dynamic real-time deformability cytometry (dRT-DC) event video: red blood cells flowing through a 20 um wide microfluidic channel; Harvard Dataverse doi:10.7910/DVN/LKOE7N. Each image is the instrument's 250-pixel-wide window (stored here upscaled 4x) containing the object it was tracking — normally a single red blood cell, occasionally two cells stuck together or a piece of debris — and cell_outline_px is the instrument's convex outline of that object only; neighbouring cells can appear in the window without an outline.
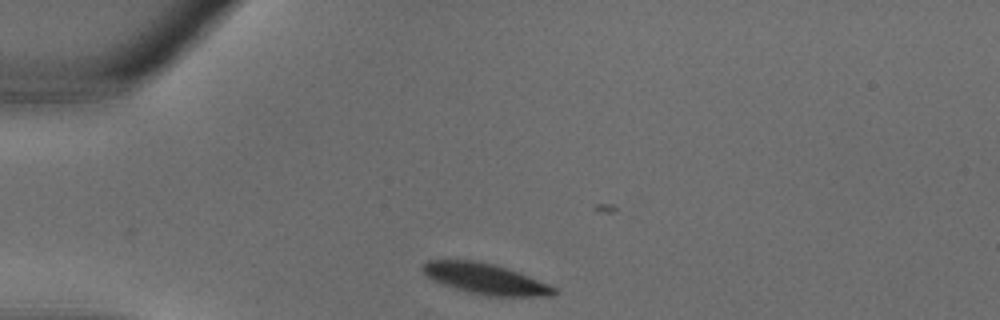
{"species": "common noctule bat (a hibernating species)", "species_latin": "Nyctalus noctula", "temperature_condition": "warm", "stored_images_in_passage": 16, "camera_frame_rate_fps": 3000, "um_per_image_px": 0.085, "animal": {"sex": "male", "body_mass_g": 18.8}, "frame": {"image": 1, "passage_image": 1, "time_ms": 0.0, "image_size_px": [1000, 320], "cell_outline_px": [[556, 292], [552, 296], [488, 296], [468, 292], [432, 280], [420, 268], [420, 264], [428, 260], [472, 260], [492, 264], [516, 272], [548, 284], [556, 288]], "centroid_in_image_um": [41.2, 23.7], "position_along_channel_um": 43.8, "area_um2": 23.06}}
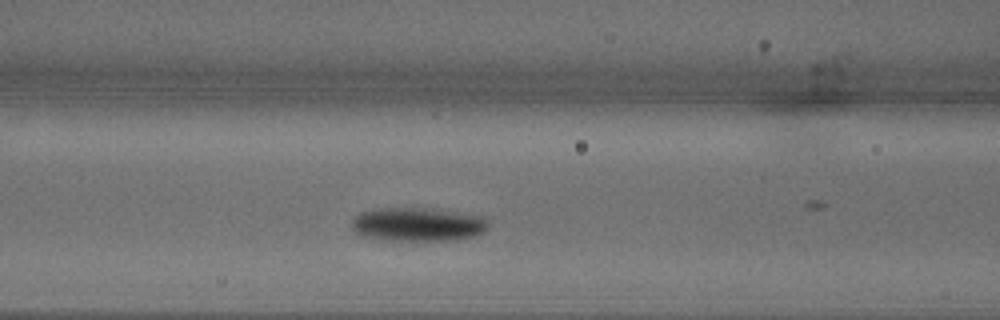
{"frame": {"image": 2, "passage_image": 7, "time_ms": 2.0, "image_size_px": [1000, 320], "cell_outline_px": [[488, 228], [484, 232], [476, 236], [456, 240], [380, 240], [364, 236], [356, 232], [352, 228], [352, 220], [360, 212], [376, 208], [424, 208], [488, 216]], "centroid_in_image_um": [35.55, 19.07], "position_along_channel_um": 131.0, "area_um2": 27.11}}
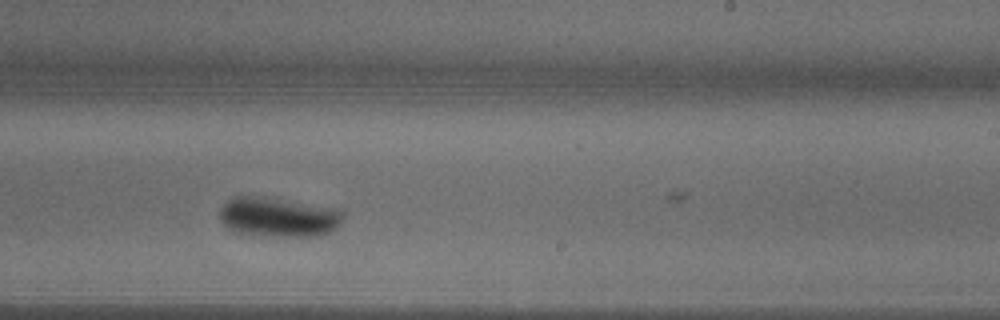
{"frame": {"image": 3, "passage_image": 14, "time_ms": 4.333, "image_size_px": [1000, 320], "cell_outline_px": [[344, 216], [336, 228], [320, 236], [280, 236], [236, 232], [228, 228], [220, 220], [220, 208], [232, 196], [264, 196], [340, 208], [344, 212]], "centroid_in_image_um": [23.69, 18.42], "position_along_channel_um": 265.3, "area_um2": 28.67}}